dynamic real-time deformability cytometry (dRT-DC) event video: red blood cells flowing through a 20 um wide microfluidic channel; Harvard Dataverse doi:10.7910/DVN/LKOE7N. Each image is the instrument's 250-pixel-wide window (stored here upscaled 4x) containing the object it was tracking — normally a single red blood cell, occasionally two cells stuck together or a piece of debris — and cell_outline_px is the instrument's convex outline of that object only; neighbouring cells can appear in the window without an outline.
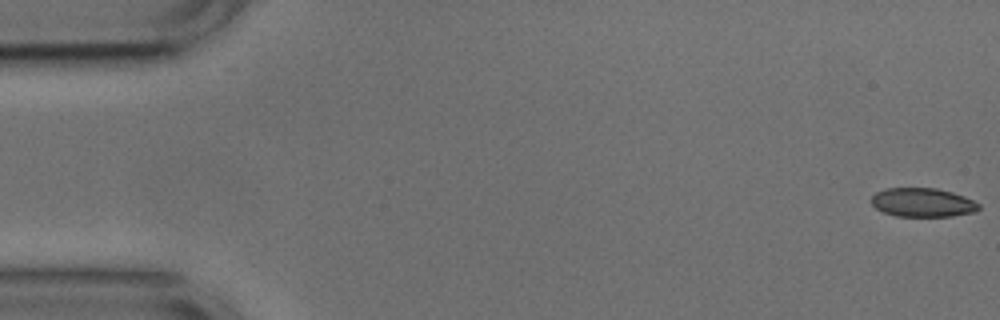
{"species": "common noctule bat (a hibernating species)", "species_latin": "Nyctalus noctula", "temperature_condition": "cold", "stored_images_in_passage": 13, "camera_frame_rate_fps": 3000, "um_per_image_px": 0.085, "animal": {"sex": "male", "body_mass_g": 17.9, "forearm_length_mm": 54.2}, "frame": {"image": 1, "passage_image": 1, "time_ms": 0.0, "image_size_px": [1000, 320], "cell_outline_px": [[980, 208], [976, 212], [952, 216], [896, 216], [884, 212], [876, 208], [872, 204], [872, 196], [876, 192], [888, 188], [936, 188], [952, 192], [964, 196], [980, 204]], "centroid_in_image_um": [78.45, 17.21], "position_along_channel_um": 6.6, "area_um2": 18.03}}